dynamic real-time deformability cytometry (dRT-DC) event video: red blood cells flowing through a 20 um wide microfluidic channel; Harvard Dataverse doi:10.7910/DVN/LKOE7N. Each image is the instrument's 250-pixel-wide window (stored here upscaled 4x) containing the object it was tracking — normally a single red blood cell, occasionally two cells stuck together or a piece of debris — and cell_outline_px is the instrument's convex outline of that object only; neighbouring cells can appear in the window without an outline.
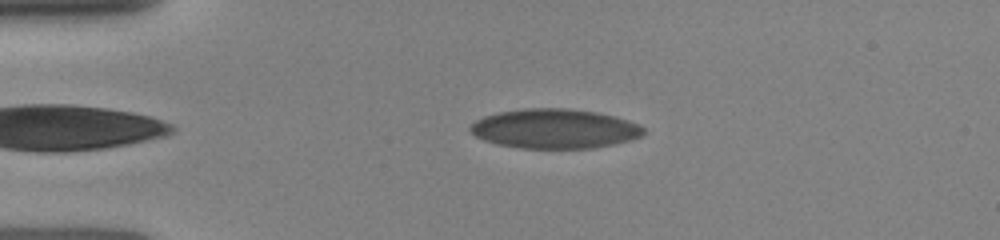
{"species": "human", "species_latin": "Homo sapiens", "temperature_condition": "room temperature", "stored_images_in_passage": 8, "camera_frame_rate_fps": 3000, "um_per_image_px": 0.085, "donor": {"sex": "female"}, "frame": {"image": 1, "passage_image": 1, "time_ms": 0.0, "image_size_px": [1000, 240], "cell_outline_px": [[644, 136], [632, 140], [592, 148], [520, 148], [496, 144], [484, 140], [476, 136], [468, 128], [476, 120], [484, 116], [500, 112], [524, 108], [568, 108], [596, 112], [616, 116], [640, 124], [644, 128]], "centroid_in_image_um": [47.18, 10.94], "position_along_channel_um": 37.8, "area_um2": 40.06}}
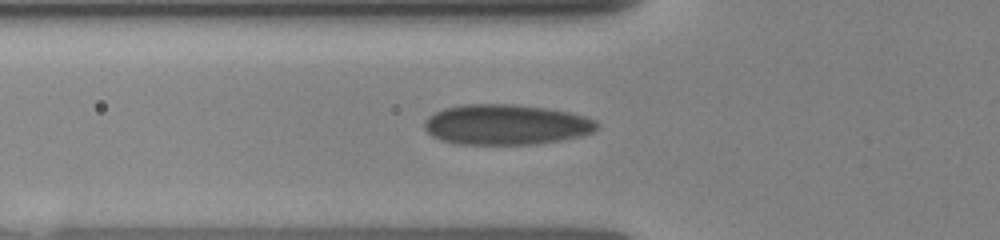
{"frame": {"image": 2, "passage_image": 6, "time_ms": 2.0, "image_size_px": [1000, 240], "cell_outline_px": [[600, 124], [592, 132], [580, 136], [560, 140], [536, 144], [456, 144], [440, 140], [432, 136], [424, 128], [424, 120], [428, 116], [444, 108], [464, 104], [512, 104], [544, 108], [568, 112], [584, 116], [596, 120]], "centroid_in_image_um": [42.99, 10.59], "position_along_channel_um": 82.8, "area_um2": 40.58}}
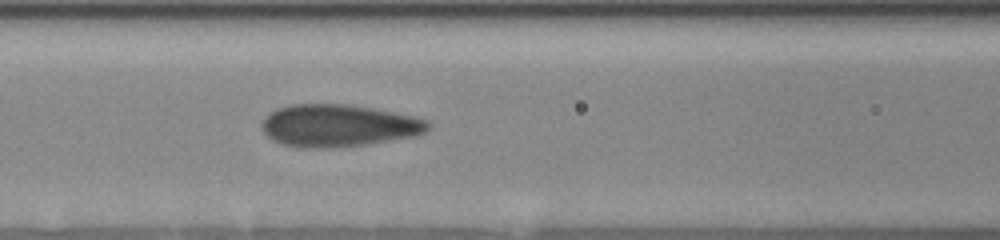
{"frame": {"image": 3, "passage_image": 8, "time_ms": 3.333, "image_size_px": [1000, 240], "cell_outline_px": [[432, 128], [416, 136], [368, 144], [332, 148], [300, 148], [284, 144], [272, 140], [264, 132], [260, 124], [264, 116], [268, 112], [276, 108], [288, 104], [352, 104], [416, 116], [428, 120], [432, 124]], "centroid_in_image_um": [28.78, 10.67], "position_along_channel_um": 137.8, "area_um2": 41.73}}